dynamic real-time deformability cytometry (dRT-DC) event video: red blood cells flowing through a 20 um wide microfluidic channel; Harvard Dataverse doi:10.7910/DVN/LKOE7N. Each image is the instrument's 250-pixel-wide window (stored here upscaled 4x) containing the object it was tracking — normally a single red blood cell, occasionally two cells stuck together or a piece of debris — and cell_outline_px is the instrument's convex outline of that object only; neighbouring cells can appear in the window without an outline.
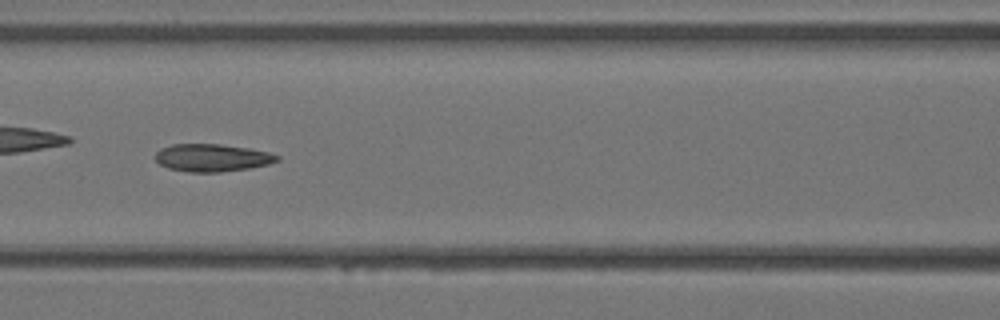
{"species": "Egyptian fruit bat (a non-hibernating species)", "species_latin": "Rousettus aegyptiacus", "temperature_condition": "warm", "stored_images_in_passage": 35, "camera_frame_rate_fps": 3000, "um_per_image_px": 0.085, "animal": {"sex": "female"}, "frame": {"image": 1, "passage_image": 16, "time_ms": 5.0, "image_size_px": [1000, 320], "cell_outline_px": [[280, 160], [268, 164], [248, 168], [220, 172], [188, 172], [168, 168], [160, 164], [156, 160], [156, 152], [160, 148], [172, 144], [220, 144], [248, 148], [268, 152], [280, 156]], "centroid_in_image_um": [18.02, 13.4], "position_along_channel_um": 148.6, "area_um2": 19.54}}
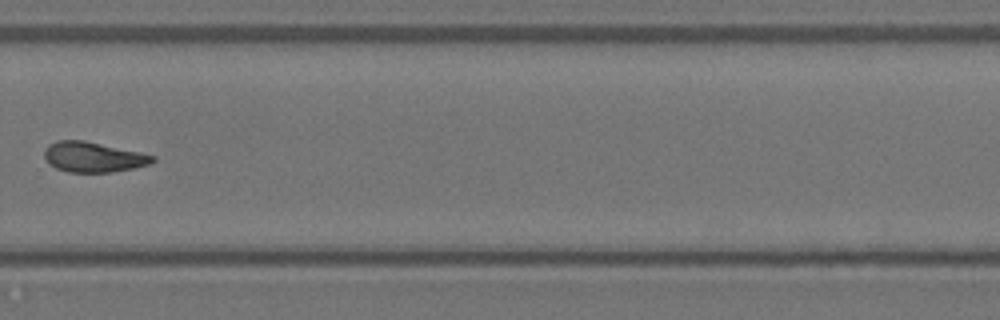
{"frame": {"image": 2, "passage_image": 25, "time_ms": 8.0, "image_size_px": [1000, 320], "cell_outline_px": [[156, 160], [148, 164], [132, 168], [112, 172], [68, 172], [56, 168], [48, 164], [44, 156], [44, 148], [48, 144], [56, 140], [84, 140], [140, 152], [156, 156]], "centroid_in_image_um": [7.89, 13.34], "position_along_channel_um": 321.9, "area_um2": 19.13}}